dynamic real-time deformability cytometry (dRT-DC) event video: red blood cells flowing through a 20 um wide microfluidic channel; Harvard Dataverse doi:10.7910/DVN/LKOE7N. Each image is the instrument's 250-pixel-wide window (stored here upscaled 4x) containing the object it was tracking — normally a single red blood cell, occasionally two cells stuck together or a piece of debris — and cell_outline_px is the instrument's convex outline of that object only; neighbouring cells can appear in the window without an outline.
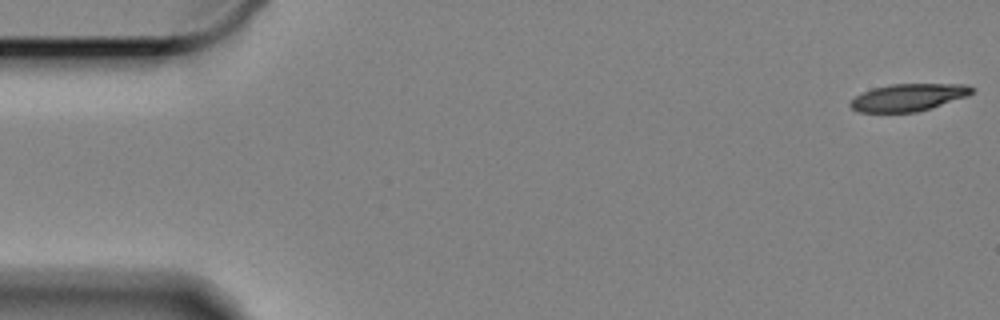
{"species": "Egyptian fruit bat (a non-hibernating species)", "species_latin": "Rousettus aegyptiacus", "temperature_condition": "cold", "stored_images_in_passage": 59, "camera_frame_rate_fps": 3000, "um_per_image_px": 0.085, "animal": {"sex": "female"}, "frame": {"image": 1, "passage_image": 1, "time_ms": 0.0, "image_size_px": [1000, 320], "cell_outline_px": [[976, 88], [968, 96], [932, 108], [916, 112], [856, 112], [848, 104], [856, 96], [872, 88], [892, 84], [968, 84]], "centroid_in_image_um": [77.24, 8.28], "position_along_channel_um": 7.8, "area_um2": 19.42}}
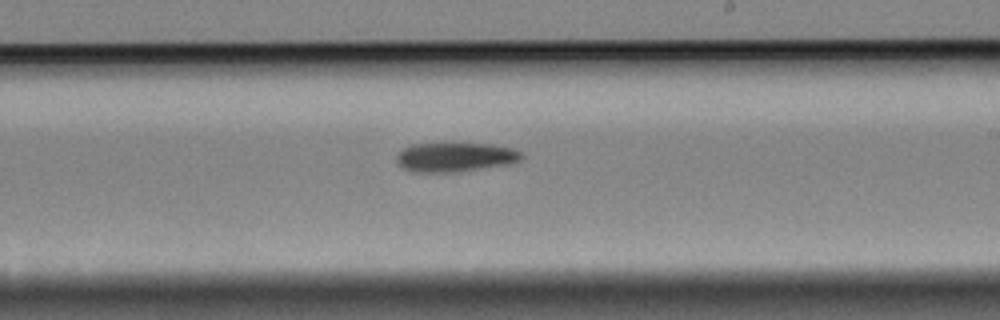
{"frame": {"image": 2, "passage_image": 34, "time_ms": 11.0, "image_size_px": [1000, 320], "cell_outline_px": [[524, 156], [520, 160], [508, 164], [460, 172], [408, 172], [400, 168], [396, 164], [396, 156], [404, 148], [412, 144], [444, 140], [492, 144], [512, 148], [520, 152]], "centroid_in_image_um": [38.62, 13.31], "position_along_channel_um": 250.4, "area_um2": 22.6}}
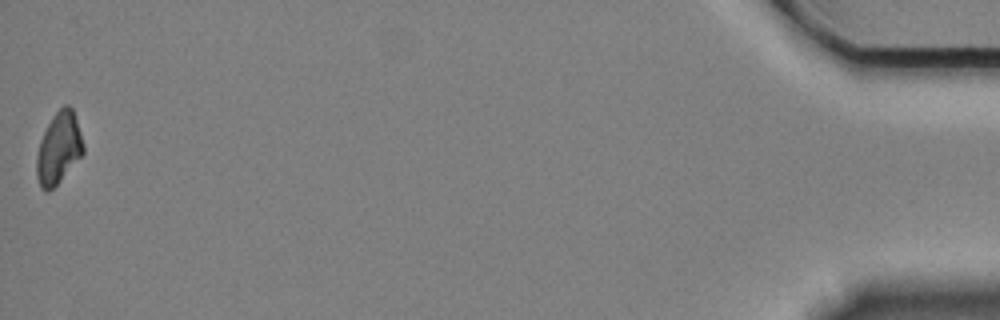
{"frame": {"image": 3, "passage_image": 59, "time_ms": 19.333, "image_size_px": [1000, 320], "cell_outline_px": [[84, 152], [60, 180], [48, 192], [44, 192], [40, 188], [36, 176], [36, 156], [40, 140], [52, 116], [64, 104], [68, 104], [72, 108], [84, 144]], "centroid_in_image_um": [4.96, 12.6], "position_along_channel_um": 430.2, "area_um2": 19.31}, "authors_computed_cell_mechanics": {"area_um2": 20.9814, "velocity_mm_per_s": 3.3254, "shape_relaxation_time_tau1_ms": 4.6768, "shape_relaxation_time_tau2_ms": null, "deformation_change_tau1": 0.139, "deformation_change_tau2": null}}